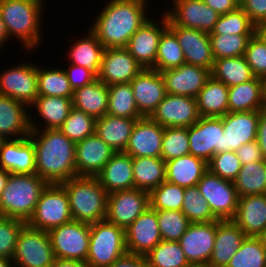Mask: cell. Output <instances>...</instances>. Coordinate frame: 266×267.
Returning <instances> with one entry per match:
<instances>
[{
	"instance_id": "obj_3",
	"label": "cell",
	"mask_w": 266,
	"mask_h": 267,
	"mask_svg": "<svg viewBox=\"0 0 266 267\" xmlns=\"http://www.w3.org/2000/svg\"><path fill=\"white\" fill-rule=\"evenodd\" d=\"M44 8L33 0H0V13L9 39L17 37L23 49L35 51L42 44Z\"/></svg>"
},
{
	"instance_id": "obj_7",
	"label": "cell",
	"mask_w": 266,
	"mask_h": 267,
	"mask_svg": "<svg viewBox=\"0 0 266 267\" xmlns=\"http://www.w3.org/2000/svg\"><path fill=\"white\" fill-rule=\"evenodd\" d=\"M72 221L69 198L62 184H48L42 191L33 215L26 223L38 230L50 229Z\"/></svg>"
},
{
	"instance_id": "obj_25",
	"label": "cell",
	"mask_w": 266,
	"mask_h": 267,
	"mask_svg": "<svg viewBox=\"0 0 266 267\" xmlns=\"http://www.w3.org/2000/svg\"><path fill=\"white\" fill-rule=\"evenodd\" d=\"M164 127L150 117L136 121L124 153L133 157L161 158Z\"/></svg>"
},
{
	"instance_id": "obj_37",
	"label": "cell",
	"mask_w": 266,
	"mask_h": 267,
	"mask_svg": "<svg viewBox=\"0 0 266 267\" xmlns=\"http://www.w3.org/2000/svg\"><path fill=\"white\" fill-rule=\"evenodd\" d=\"M84 38L78 39L69 46L67 53L70 63L92 70L98 75L105 47L100 43L97 36L89 29Z\"/></svg>"
},
{
	"instance_id": "obj_21",
	"label": "cell",
	"mask_w": 266,
	"mask_h": 267,
	"mask_svg": "<svg viewBox=\"0 0 266 267\" xmlns=\"http://www.w3.org/2000/svg\"><path fill=\"white\" fill-rule=\"evenodd\" d=\"M168 28L176 35L187 64L212 70L215 59L209 33L179 25H168Z\"/></svg>"
},
{
	"instance_id": "obj_10",
	"label": "cell",
	"mask_w": 266,
	"mask_h": 267,
	"mask_svg": "<svg viewBox=\"0 0 266 267\" xmlns=\"http://www.w3.org/2000/svg\"><path fill=\"white\" fill-rule=\"evenodd\" d=\"M197 186L218 220H232L238 206V193L234 183L207 170Z\"/></svg>"
},
{
	"instance_id": "obj_63",
	"label": "cell",
	"mask_w": 266,
	"mask_h": 267,
	"mask_svg": "<svg viewBox=\"0 0 266 267\" xmlns=\"http://www.w3.org/2000/svg\"><path fill=\"white\" fill-rule=\"evenodd\" d=\"M7 40L10 41L9 35L0 13V47H3V44L6 43Z\"/></svg>"
},
{
	"instance_id": "obj_51",
	"label": "cell",
	"mask_w": 266,
	"mask_h": 267,
	"mask_svg": "<svg viewBox=\"0 0 266 267\" xmlns=\"http://www.w3.org/2000/svg\"><path fill=\"white\" fill-rule=\"evenodd\" d=\"M190 154L187 127H164L161 158L167 162Z\"/></svg>"
},
{
	"instance_id": "obj_56",
	"label": "cell",
	"mask_w": 266,
	"mask_h": 267,
	"mask_svg": "<svg viewBox=\"0 0 266 267\" xmlns=\"http://www.w3.org/2000/svg\"><path fill=\"white\" fill-rule=\"evenodd\" d=\"M67 69L63 68L72 90L91 84L97 79V75L90 69L74 64H68Z\"/></svg>"
},
{
	"instance_id": "obj_13",
	"label": "cell",
	"mask_w": 266,
	"mask_h": 267,
	"mask_svg": "<svg viewBox=\"0 0 266 267\" xmlns=\"http://www.w3.org/2000/svg\"><path fill=\"white\" fill-rule=\"evenodd\" d=\"M187 133L191 155L208 162L215 154L223 152L222 117H200L187 127Z\"/></svg>"
},
{
	"instance_id": "obj_58",
	"label": "cell",
	"mask_w": 266,
	"mask_h": 267,
	"mask_svg": "<svg viewBox=\"0 0 266 267\" xmlns=\"http://www.w3.org/2000/svg\"><path fill=\"white\" fill-rule=\"evenodd\" d=\"M241 165H246L251 162H259L264 159L262 151L256 140L243 144L235 151Z\"/></svg>"
},
{
	"instance_id": "obj_11",
	"label": "cell",
	"mask_w": 266,
	"mask_h": 267,
	"mask_svg": "<svg viewBox=\"0 0 266 267\" xmlns=\"http://www.w3.org/2000/svg\"><path fill=\"white\" fill-rule=\"evenodd\" d=\"M150 207V194L132 188L108 194L106 220L126 229L139 215Z\"/></svg>"
},
{
	"instance_id": "obj_28",
	"label": "cell",
	"mask_w": 266,
	"mask_h": 267,
	"mask_svg": "<svg viewBox=\"0 0 266 267\" xmlns=\"http://www.w3.org/2000/svg\"><path fill=\"white\" fill-rule=\"evenodd\" d=\"M31 109L25 103L0 95V137L3 140L19 139L30 135Z\"/></svg>"
},
{
	"instance_id": "obj_67",
	"label": "cell",
	"mask_w": 266,
	"mask_h": 267,
	"mask_svg": "<svg viewBox=\"0 0 266 267\" xmlns=\"http://www.w3.org/2000/svg\"><path fill=\"white\" fill-rule=\"evenodd\" d=\"M260 79L262 83V92L266 103V73Z\"/></svg>"
},
{
	"instance_id": "obj_8",
	"label": "cell",
	"mask_w": 266,
	"mask_h": 267,
	"mask_svg": "<svg viewBox=\"0 0 266 267\" xmlns=\"http://www.w3.org/2000/svg\"><path fill=\"white\" fill-rule=\"evenodd\" d=\"M55 255L48 231L21 229L12 257L14 267H52Z\"/></svg>"
},
{
	"instance_id": "obj_34",
	"label": "cell",
	"mask_w": 266,
	"mask_h": 267,
	"mask_svg": "<svg viewBox=\"0 0 266 267\" xmlns=\"http://www.w3.org/2000/svg\"><path fill=\"white\" fill-rule=\"evenodd\" d=\"M72 104L95 119L100 118L107 114L108 86L97 78L91 84L73 91Z\"/></svg>"
},
{
	"instance_id": "obj_41",
	"label": "cell",
	"mask_w": 266,
	"mask_h": 267,
	"mask_svg": "<svg viewBox=\"0 0 266 267\" xmlns=\"http://www.w3.org/2000/svg\"><path fill=\"white\" fill-rule=\"evenodd\" d=\"M107 114L138 120L143 118L137 109L133 89L130 83L113 84L108 86Z\"/></svg>"
},
{
	"instance_id": "obj_42",
	"label": "cell",
	"mask_w": 266,
	"mask_h": 267,
	"mask_svg": "<svg viewBox=\"0 0 266 267\" xmlns=\"http://www.w3.org/2000/svg\"><path fill=\"white\" fill-rule=\"evenodd\" d=\"M40 67L37 65L38 96L72 98L73 90L62 68Z\"/></svg>"
},
{
	"instance_id": "obj_22",
	"label": "cell",
	"mask_w": 266,
	"mask_h": 267,
	"mask_svg": "<svg viewBox=\"0 0 266 267\" xmlns=\"http://www.w3.org/2000/svg\"><path fill=\"white\" fill-rule=\"evenodd\" d=\"M260 111L227 112L222 116L223 152L236 151L256 140Z\"/></svg>"
},
{
	"instance_id": "obj_30",
	"label": "cell",
	"mask_w": 266,
	"mask_h": 267,
	"mask_svg": "<svg viewBox=\"0 0 266 267\" xmlns=\"http://www.w3.org/2000/svg\"><path fill=\"white\" fill-rule=\"evenodd\" d=\"M96 177L108 194L134 188L132 157L116 152Z\"/></svg>"
},
{
	"instance_id": "obj_59",
	"label": "cell",
	"mask_w": 266,
	"mask_h": 267,
	"mask_svg": "<svg viewBox=\"0 0 266 267\" xmlns=\"http://www.w3.org/2000/svg\"><path fill=\"white\" fill-rule=\"evenodd\" d=\"M109 267H148V263L145 256L127 252Z\"/></svg>"
},
{
	"instance_id": "obj_16",
	"label": "cell",
	"mask_w": 266,
	"mask_h": 267,
	"mask_svg": "<svg viewBox=\"0 0 266 267\" xmlns=\"http://www.w3.org/2000/svg\"><path fill=\"white\" fill-rule=\"evenodd\" d=\"M160 18H162L161 23H157L152 18L146 20L132 35L125 47L143 69L155 66L159 39L168 27V17L164 12Z\"/></svg>"
},
{
	"instance_id": "obj_62",
	"label": "cell",
	"mask_w": 266,
	"mask_h": 267,
	"mask_svg": "<svg viewBox=\"0 0 266 267\" xmlns=\"http://www.w3.org/2000/svg\"><path fill=\"white\" fill-rule=\"evenodd\" d=\"M52 267H91L85 261L62 259L55 257Z\"/></svg>"
},
{
	"instance_id": "obj_31",
	"label": "cell",
	"mask_w": 266,
	"mask_h": 267,
	"mask_svg": "<svg viewBox=\"0 0 266 267\" xmlns=\"http://www.w3.org/2000/svg\"><path fill=\"white\" fill-rule=\"evenodd\" d=\"M32 106L42 118L40 122L43 120L45 124L38 126L30 116V130L59 129L73 108L72 98L59 96H38Z\"/></svg>"
},
{
	"instance_id": "obj_47",
	"label": "cell",
	"mask_w": 266,
	"mask_h": 267,
	"mask_svg": "<svg viewBox=\"0 0 266 267\" xmlns=\"http://www.w3.org/2000/svg\"><path fill=\"white\" fill-rule=\"evenodd\" d=\"M226 267H266L263 237L246 236Z\"/></svg>"
},
{
	"instance_id": "obj_14",
	"label": "cell",
	"mask_w": 266,
	"mask_h": 267,
	"mask_svg": "<svg viewBox=\"0 0 266 267\" xmlns=\"http://www.w3.org/2000/svg\"><path fill=\"white\" fill-rule=\"evenodd\" d=\"M172 3L173 8L164 11L168 17V25L211 33L220 16L203 0H172Z\"/></svg>"
},
{
	"instance_id": "obj_9",
	"label": "cell",
	"mask_w": 266,
	"mask_h": 267,
	"mask_svg": "<svg viewBox=\"0 0 266 267\" xmlns=\"http://www.w3.org/2000/svg\"><path fill=\"white\" fill-rule=\"evenodd\" d=\"M57 258L85 261L90 242V224L70 221L48 231Z\"/></svg>"
},
{
	"instance_id": "obj_26",
	"label": "cell",
	"mask_w": 266,
	"mask_h": 267,
	"mask_svg": "<svg viewBox=\"0 0 266 267\" xmlns=\"http://www.w3.org/2000/svg\"><path fill=\"white\" fill-rule=\"evenodd\" d=\"M35 160V148L29 136L2 141L0 168L14 174H34Z\"/></svg>"
},
{
	"instance_id": "obj_54",
	"label": "cell",
	"mask_w": 266,
	"mask_h": 267,
	"mask_svg": "<svg viewBox=\"0 0 266 267\" xmlns=\"http://www.w3.org/2000/svg\"><path fill=\"white\" fill-rule=\"evenodd\" d=\"M208 170L224 180L234 181L241 170V162L235 151L215 154L207 162Z\"/></svg>"
},
{
	"instance_id": "obj_46",
	"label": "cell",
	"mask_w": 266,
	"mask_h": 267,
	"mask_svg": "<svg viewBox=\"0 0 266 267\" xmlns=\"http://www.w3.org/2000/svg\"><path fill=\"white\" fill-rule=\"evenodd\" d=\"M257 26L250 20L249 16L241 7L236 10L220 15L209 34H234L254 35Z\"/></svg>"
},
{
	"instance_id": "obj_45",
	"label": "cell",
	"mask_w": 266,
	"mask_h": 267,
	"mask_svg": "<svg viewBox=\"0 0 266 267\" xmlns=\"http://www.w3.org/2000/svg\"><path fill=\"white\" fill-rule=\"evenodd\" d=\"M181 212L191 223L212 222L218 220L212 213L210 205L201 194L199 187H186Z\"/></svg>"
},
{
	"instance_id": "obj_49",
	"label": "cell",
	"mask_w": 266,
	"mask_h": 267,
	"mask_svg": "<svg viewBox=\"0 0 266 267\" xmlns=\"http://www.w3.org/2000/svg\"><path fill=\"white\" fill-rule=\"evenodd\" d=\"M95 122L93 116L73 107L59 130L68 139L77 143L95 133Z\"/></svg>"
},
{
	"instance_id": "obj_52",
	"label": "cell",
	"mask_w": 266,
	"mask_h": 267,
	"mask_svg": "<svg viewBox=\"0 0 266 267\" xmlns=\"http://www.w3.org/2000/svg\"><path fill=\"white\" fill-rule=\"evenodd\" d=\"M158 226L162 240L179 241L191 222L177 210H157Z\"/></svg>"
},
{
	"instance_id": "obj_55",
	"label": "cell",
	"mask_w": 266,
	"mask_h": 267,
	"mask_svg": "<svg viewBox=\"0 0 266 267\" xmlns=\"http://www.w3.org/2000/svg\"><path fill=\"white\" fill-rule=\"evenodd\" d=\"M244 57L255 77L266 73V42L257 32L249 39Z\"/></svg>"
},
{
	"instance_id": "obj_17",
	"label": "cell",
	"mask_w": 266,
	"mask_h": 267,
	"mask_svg": "<svg viewBox=\"0 0 266 267\" xmlns=\"http://www.w3.org/2000/svg\"><path fill=\"white\" fill-rule=\"evenodd\" d=\"M200 117L196 98L168 93L150 116L162 127H190Z\"/></svg>"
},
{
	"instance_id": "obj_60",
	"label": "cell",
	"mask_w": 266,
	"mask_h": 267,
	"mask_svg": "<svg viewBox=\"0 0 266 267\" xmlns=\"http://www.w3.org/2000/svg\"><path fill=\"white\" fill-rule=\"evenodd\" d=\"M218 14L223 15L240 7V0H203Z\"/></svg>"
},
{
	"instance_id": "obj_33",
	"label": "cell",
	"mask_w": 266,
	"mask_h": 267,
	"mask_svg": "<svg viewBox=\"0 0 266 267\" xmlns=\"http://www.w3.org/2000/svg\"><path fill=\"white\" fill-rule=\"evenodd\" d=\"M166 163V181L181 187L196 186L208 170L207 162L191 154Z\"/></svg>"
},
{
	"instance_id": "obj_39",
	"label": "cell",
	"mask_w": 266,
	"mask_h": 267,
	"mask_svg": "<svg viewBox=\"0 0 266 267\" xmlns=\"http://www.w3.org/2000/svg\"><path fill=\"white\" fill-rule=\"evenodd\" d=\"M210 74L228 87L242 84L255 77L244 56L215 59Z\"/></svg>"
},
{
	"instance_id": "obj_12",
	"label": "cell",
	"mask_w": 266,
	"mask_h": 267,
	"mask_svg": "<svg viewBox=\"0 0 266 267\" xmlns=\"http://www.w3.org/2000/svg\"><path fill=\"white\" fill-rule=\"evenodd\" d=\"M0 95L32 105L38 97L37 65L19 63L0 73Z\"/></svg>"
},
{
	"instance_id": "obj_65",
	"label": "cell",
	"mask_w": 266,
	"mask_h": 267,
	"mask_svg": "<svg viewBox=\"0 0 266 267\" xmlns=\"http://www.w3.org/2000/svg\"><path fill=\"white\" fill-rule=\"evenodd\" d=\"M262 38L263 40L266 42V21L260 23L257 26V31H256Z\"/></svg>"
},
{
	"instance_id": "obj_69",
	"label": "cell",
	"mask_w": 266,
	"mask_h": 267,
	"mask_svg": "<svg viewBox=\"0 0 266 267\" xmlns=\"http://www.w3.org/2000/svg\"><path fill=\"white\" fill-rule=\"evenodd\" d=\"M35 2H38L40 4H42L44 7H46L44 4H45V1L44 0H33Z\"/></svg>"
},
{
	"instance_id": "obj_50",
	"label": "cell",
	"mask_w": 266,
	"mask_h": 267,
	"mask_svg": "<svg viewBox=\"0 0 266 267\" xmlns=\"http://www.w3.org/2000/svg\"><path fill=\"white\" fill-rule=\"evenodd\" d=\"M185 188L164 181L150 194V207L153 210H177L181 211Z\"/></svg>"
},
{
	"instance_id": "obj_61",
	"label": "cell",
	"mask_w": 266,
	"mask_h": 267,
	"mask_svg": "<svg viewBox=\"0 0 266 267\" xmlns=\"http://www.w3.org/2000/svg\"><path fill=\"white\" fill-rule=\"evenodd\" d=\"M256 141L266 160V106L260 110Z\"/></svg>"
},
{
	"instance_id": "obj_1",
	"label": "cell",
	"mask_w": 266,
	"mask_h": 267,
	"mask_svg": "<svg viewBox=\"0 0 266 267\" xmlns=\"http://www.w3.org/2000/svg\"><path fill=\"white\" fill-rule=\"evenodd\" d=\"M106 4L89 29L105 49L126 47L132 35L150 17L146 11L148 0H109Z\"/></svg>"
},
{
	"instance_id": "obj_18",
	"label": "cell",
	"mask_w": 266,
	"mask_h": 267,
	"mask_svg": "<svg viewBox=\"0 0 266 267\" xmlns=\"http://www.w3.org/2000/svg\"><path fill=\"white\" fill-rule=\"evenodd\" d=\"M142 70L125 47L106 48L97 78L107 86L130 83Z\"/></svg>"
},
{
	"instance_id": "obj_27",
	"label": "cell",
	"mask_w": 266,
	"mask_h": 267,
	"mask_svg": "<svg viewBox=\"0 0 266 267\" xmlns=\"http://www.w3.org/2000/svg\"><path fill=\"white\" fill-rule=\"evenodd\" d=\"M246 236H266V194L239 197L232 219Z\"/></svg>"
},
{
	"instance_id": "obj_20",
	"label": "cell",
	"mask_w": 266,
	"mask_h": 267,
	"mask_svg": "<svg viewBox=\"0 0 266 267\" xmlns=\"http://www.w3.org/2000/svg\"><path fill=\"white\" fill-rule=\"evenodd\" d=\"M130 84L139 113L150 117L167 94L161 73L144 68Z\"/></svg>"
},
{
	"instance_id": "obj_32",
	"label": "cell",
	"mask_w": 266,
	"mask_h": 267,
	"mask_svg": "<svg viewBox=\"0 0 266 267\" xmlns=\"http://www.w3.org/2000/svg\"><path fill=\"white\" fill-rule=\"evenodd\" d=\"M137 120L105 114L96 119L95 134L115 152H124Z\"/></svg>"
},
{
	"instance_id": "obj_57",
	"label": "cell",
	"mask_w": 266,
	"mask_h": 267,
	"mask_svg": "<svg viewBox=\"0 0 266 267\" xmlns=\"http://www.w3.org/2000/svg\"><path fill=\"white\" fill-rule=\"evenodd\" d=\"M239 2L240 7L256 26L266 21V0H240Z\"/></svg>"
},
{
	"instance_id": "obj_36",
	"label": "cell",
	"mask_w": 266,
	"mask_h": 267,
	"mask_svg": "<svg viewBox=\"0 0 266 267\" xmlns=\"http://www.w3.org/2000/svg\"><path fill=\"white\" fill-rule=\"evenodd\" d=\"M266 106L259 77L229 87L228 112L260 111Z\"/></svg>"
},
{
	"instance_id": "obj_15",
	"label": "cell",
	"mask_w": 266,
	"mask_h": 267,
	"mask_svg": "<svg viewBox=\"0 0 266 267\" xmlns=\"http://www.w3.org/2000/svg\"><path fill=\"white\" fill-rule=\"evenodd\" d=\"M216 235V220L191 223L178 243L191 266L207 267Z\"/></svg>"
},
{
	"instance_id": "obj_2",
	"label": "cell",
	"mask_w": 266,
	"mask_h": 267,
	"mask_svg": "<svg viewBox=\"0 0 266 267\" xmlns=\"http://www.w3.org/2000/svg\"><path fill=\"white\" fill-rule=\"evenodd\" d=\"M35 148L36 174L48 184H61L76 176V143L59 129L30 130Z\"/></svg>"
},
{
	"instance_id": "obj_44",
	"label": "cell",
	"mask_w": 266,
	"mask_h": 267,
	"mask_svg": "<svg viewBox=\"0 0 266 267\" xmlns=\"http://www.w3.org/2000/svg\"><path fill=\"white\" fill-rule=\"evenodd\" d=\"M148 267H191L178 241H160L147 255Z\"/></svg>"
},
{
	"instance_id": "obj_40",
	"label": "cell",
	"mask_w": 266,
	"mask_h": 267,
	"mask_svg": "<svg viewBox=\"0 0 266 267\" xmlns=\"http://www.w3.org/2000/svg\"><path fill=\"white\" fill-rule=\"evenodd\" d=\"M233 183L239 197L266 194V160L242 165Z\"/></svg>"
},
{
	"instance_id": "obj_64",
	"label": "cell",
	"mask_w": 266,
	"mask_h": 267,
	"mask_svg": "<svg viewBox=\"0 0 266 267\" xmlns=\"http://www.w3.org/2000/svg\"><path fill=\"white\" fill-rule=\"evenodd\" d=\"M9 175H10V173L8 171L0 168V195L6 186Z\"/></svg>"
},
{
	"instance_id": "obj_43",
	"label": "cell",
	"mask_w": 266,
	"mask_h": 267,
	"mask_svg": "<svg viewBox=\"0 0 266 267\" xmlns=\"http://www.w3.org/2000/svg\"><path fill=\"white\" fill-rule=\"evenodd\" d=\"M186 63L176 35L167 27L161 34L155 61V69L159 72L177 68Z\"/></svg>"
},
{
	"instance_id": "obj_38",
	"label": "cell",
	"mask_w": 266,
	"mask_h": 267,
	"mask_svg": "<svg viewBox=\"0 0 266 267\" xmlns=\"http://www.w3.org/2000/svg\"><path fill=\"white\" fill-rule=\"evenodd\" d=\"M134 188L151 192L166 181V163L162 158L133 157Z\"/></svg>"
},
{
	"instance_id": "obj_19",
	"label": "cell",
	"mask_w": 266,
	"mask_h": 267,
	"mask_svg": "<svg viewBox=\"0 0 266 267\" xmlns=\"http://www.w3.org/2000/svg\"><path fill=\"white\" fill-rule=\"evenodd\" d=\"M126 248L129 253L147 255L162 241L158 226L157 210L149 207L139 215L126 229Z\"/></svg>"
},
{
	"instance_id": "obj_48",
	"label": "cell",
	"mask_w": 266,
	"mask_h": 267,
	"mask_svg": "<svg viewBox=\"0 0 266 267\" xmlns=\"http://www.w3.org/2000/svg\"><path fill=\"white\" fill-rule=\"evenodd\" d=\"M214 59L244 56L253 35L209 34Z\"/></svg>"
},
{
	"instance_id": "obj_4",
	"label": "cell",
	"mask_w": 266,
	"mask_h": 267,
	"mask_svg": "<svg viewBox=\"0 0 266 267\" xmlns=\"http://www.w3.org/2000/svg\"><path fill=\"white\" fill-rule=\"evenodd\" d=\"M61 184L69 198L72 220L92 224L106 218L108 193L97 177L75 176Z\"/></svg>"
},
{
	"instance_id": "obj_68",
	"label": "cell",
	"mask_w": 266,
	"mask_h": 267,
	"mask_svg": "<svg viewBox=\"0 0 266 267\" xmlns=\"http://www.w3.org/2000/svg\"><path fill=\"white\" fill-rule=\"evenodd\" d=\"M264 259L266 265V236L263 237Z\"/></svg>"
},
{
	"instance_id": "obj_5",
	"label": "cell",
	"mask_w": 266,
	"mask_h": 267,
	"mask_svg": "<svg viewBox=\"0 0 266 267\" xmlns=\"http://www.w3.org/2000/svg\"><path fill=\"white\" fill-rule=\"evenodd\" d=\"M48 183L34 174L10 173L0 195V215L28 222Z\"/></svg>"
},
{
	"instance_id": "obj_35",
	"label": "cell",
	"mask_w": 266,
	"mask_h": 267,
	"mask_svg": "<svg viewBox=\"0 0 266 267\" xmlns=\"http://www.w3.org/2000/svg\"><path fill=\"white\" fill-rule=\"evenodd\" d=\"M229 87L210 76L197 99L201 117H222L228 112Z\"/></svg>"
},
{
	"instance_id": "obj_6",
	"label": "cell",
	"mask_w": 266,
	"mask_h": 267,
	"mask_svg": "<svg viewBox=\"0 0 266 267\" xmlns=\"http://www.w3.org/2000/svg\"><path fill=\"white\" fill-rule=\"evenodd\" d=\"M127 252L125 229L106 219L90 224L88 265L109 267Z\"/></svg>"
},
{
	"instance_id": "obj_66",
	"label": "cell",
	"mask_w": 266,
	"mask_h": 267,
	"mask_svg": "<svg viewBox=\"0 0 266 267\" xmlns=\"http://www.w3.org/2000/svg\"><path fill=\"white\" fill-rule=\"evenodd\" d=\"M0 267H14L12 259L0 257Z\"/></svg>"
},
{
	"instance_id": "obj_53",
	"label": "cell",
	"mask_w": 266,
	"mask_h": 267,
	"mask_svg": "<svg viewBox=\"0 0 266 267\" xmlns=\"http://www.w3.org/2000/svg\"><path fill=\"white\" fill-rule=\"evenodd\" d=\"M26 222L0 215V257L12 259L21 229Z\"/></svg>"
},
{
	"instance_id": "obj_23",
	"label": "cell",
	"mask_w": 266,
	"mask_h": 267,
	"mask_svg": "<svg viewBox=\"0 0 266 267\" xmlns=\"http://www.w3.org/2000/svg\"><path fill=\"white\" fill-rule=\"evenodd\" d=\"M160 73L164 79L166 93L192 98L198 96L211 76L209 69L187 63Z\"/></svg>"
},
{
	"instance_id": "obj_24",
	"label": "cell",
	"mask_w": 266,
	"mask_h": 267,
	"mask_svg": "<svg viewBox=\"0 0 266 267\" xmlns=\"http://www.w3.org/2000/svg\"><path fill=\"white\" fill-rule=\"evenodd\" d=\"M116 152L95 133L76 143V176L96 177Z\"/></svg>"
},
{
	"instance_id": "obj_29",
	"label": "cell",
	"mask_w": 266,
	"mask_h": 267,
	"mask_svg": "<svg viewBox=\"0 0 266 267\" xmlns=\"http://www.w3.org/2000/svg\"><path fill=\"white\" fill-rule=\"evenodd\" d=\"M246 235L233 220H216V235L207 267H226Z\"/></svg>"
}]
</instances>
